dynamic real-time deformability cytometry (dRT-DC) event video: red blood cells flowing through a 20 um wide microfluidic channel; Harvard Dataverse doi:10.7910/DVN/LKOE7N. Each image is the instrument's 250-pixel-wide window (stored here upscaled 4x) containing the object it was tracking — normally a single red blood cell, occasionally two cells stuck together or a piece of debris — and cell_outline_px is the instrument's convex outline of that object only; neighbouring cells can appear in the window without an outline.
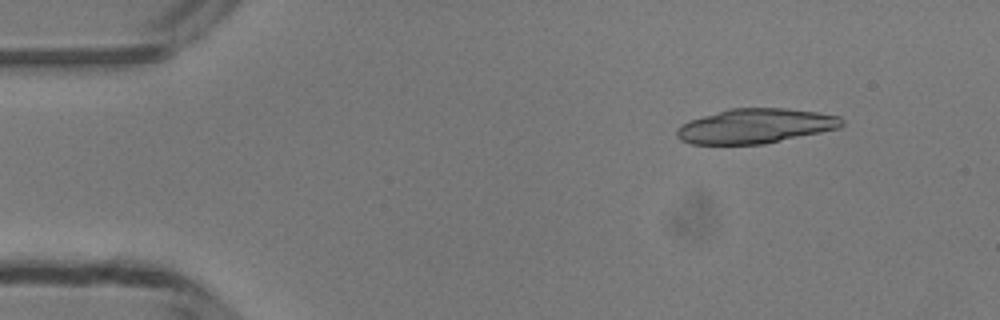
{"species": "common noctule bat (a hibernating species)", "species_latin": "Nyctalus noctula", "temperature_condition": "room temperature", "stored_images_in_passage": 18, "camera_frame_rate_fps": 3000, "um_per_image_px": 0.085, "animal": {"sex": "male", "body_mass_g": 13.3}, "frame": {"image": 1, "passage_image": 6, "time_ms": 1.667, "image_size_px": [1000, 320], "cell_outline_px": [[844, 124], [840, 128], [764, 144], [692, 144], [680, 140], [676, 136], [676, 132], [684, 124], [692, 120], [704, 116], [732, 108], [784, 108], [816, 112], [840, 116], [844, 120]], "centroid_in_image_um": [64.27, 10.72], "position_along_channel_um": 20.7, "area_um2": 33.0}}